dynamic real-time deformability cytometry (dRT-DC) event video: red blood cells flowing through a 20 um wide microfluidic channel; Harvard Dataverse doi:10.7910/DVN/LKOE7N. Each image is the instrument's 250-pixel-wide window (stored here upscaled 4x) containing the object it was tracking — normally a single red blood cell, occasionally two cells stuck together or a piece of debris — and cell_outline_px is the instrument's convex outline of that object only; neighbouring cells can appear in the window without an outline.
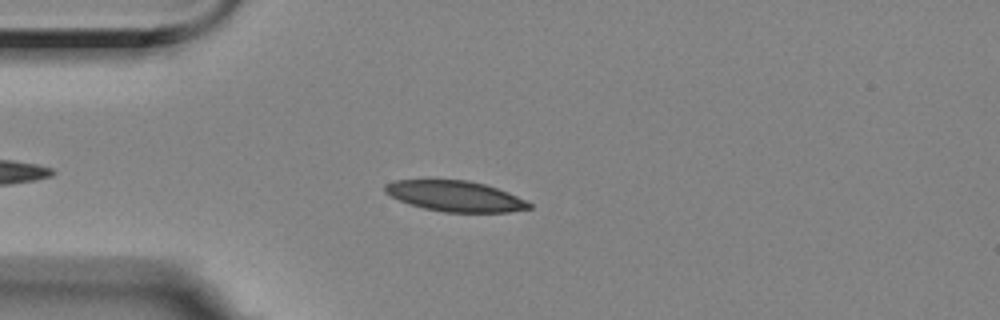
{"species": "Egyptian fruit bat (a non-hibernating species)", "species_latin": "Rousettus aegyptiacus", "temperature_condition": "room temperature", "stored_images_in_passage": 47, "camera_frame_rate_fps": 3000, "um_per_image_px": 0.085, "animal": {"sex": "female"}, "frame": {"image": 1, "passage_image": 9, "time_ms": 2.667, "image_size_px": [1000, 320], "cell_outline_px": [[532, 208], [508, 212], [444, 212], [424, 208], [408, 204], [384, 192], [384, 184], [396, 180], [468, 180], [484, 184], [508, 192], [532, 204]], "centroid_in_image_um": [38.68, 16.67], "position_along_channel_um": 46.3, "area_um2": 25.55}}
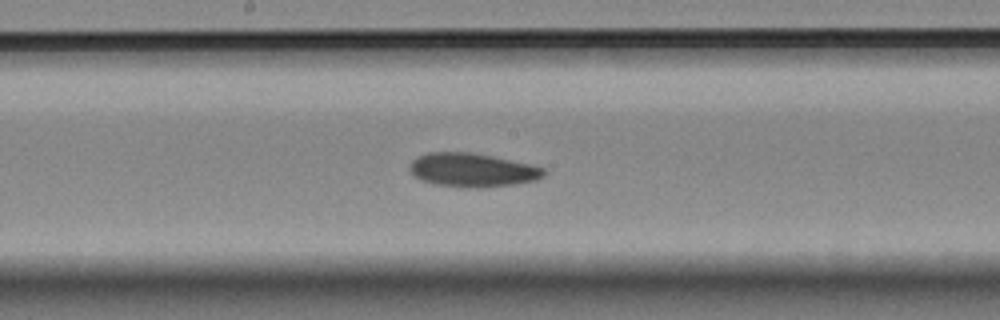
{"frame": {"image": 2, "passage_image": 24, "time_ms": 7.667, "image_size_px": [1000, 320], "cell_outline_px": [[548, 172], [544, 176], [536, 180], [512, 184], [480, 188], [468, 188], [436, 184], [420, 180], [408, 168], [412, 160], [428, 152], [468, 152], [492, 156], [528, 164], [544, 168]], "centroid_in_image_um": [40.15, 14.46], "position_along_channel_um": 208.1, "area_um2": 26.18}}
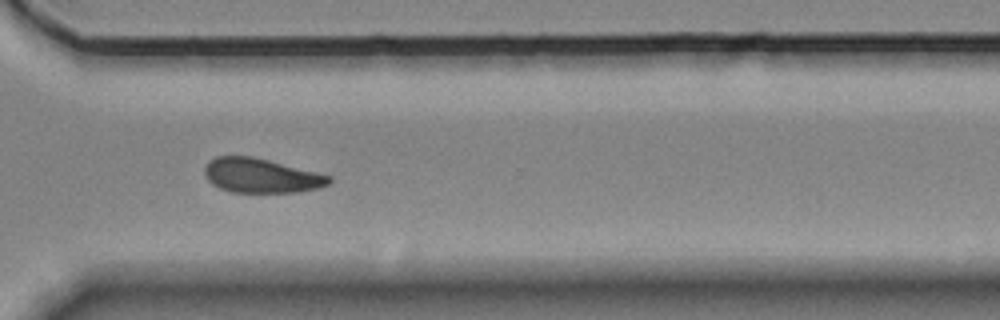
{"frame": {"image": 3, "passage_image": 36, "time_ms": 11.667, "image_size_px": [1000, 320], "cell_outline_px": [[332, 184], [320, 188], [296, 192], [232, 192], [220, 188], [212, 184], [208, 180], [204, 172], [204, 168], [208, 160], [216, 156], [252, 156], [332, 176]], "centroid_in_image_um": [22.21, 14.93], "position_along_channel_um": 348.4, "area_um2": 25.03}, "authors_computed_cell_mechanics": {"area_um2": 25.6054, "velocity_mm_per_s": 3.5102, "shape_relaxation_time_tau1_ms": 6.6869, "shape_relaxation_time_tau2_ms": 4.0231, "deformation_change_tau1": 0.1412, "deformation_change_tau2": 0.094}}